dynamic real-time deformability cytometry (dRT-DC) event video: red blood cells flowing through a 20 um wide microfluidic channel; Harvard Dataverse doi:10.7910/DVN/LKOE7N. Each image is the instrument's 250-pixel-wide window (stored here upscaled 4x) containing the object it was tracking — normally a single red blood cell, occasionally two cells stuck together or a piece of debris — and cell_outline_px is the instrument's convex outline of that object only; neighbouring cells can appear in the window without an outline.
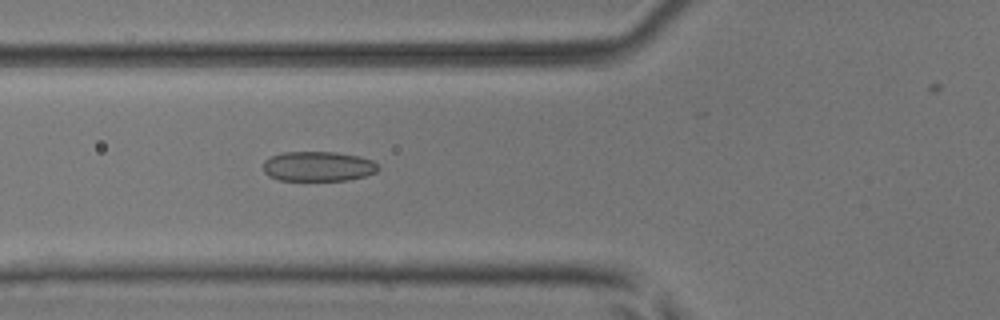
{"species": "common noctule bat (a hibernating species)", "species_latin": "Nyctalus noctula", "temperature_condition": "room temperature", "stored_images_in_passage": 46, "camera_frame_rate_fps": 3000, "um_per_image_px": 0.085, "animal": {"sex": "male", "body_mass_g": 17.9, "forearm_length_mm": 54.2}, "frame": {"image": 1, "passage_image": 19, "time_ms": 6.0, "image_size_px": [1000, 320], "cell_outline_px": [[380, 168], [376, 172], [364, 176], [348, 180], [280, 180], [268, 176], [264, 172], [264, 160], [272, 156], [284, 152], [336, 152], [360, 156], [372, 160]], "centroid_in_image_um": [27.05, 14.14], "position_along_channel_um": 98.8, "area_um2": 20.0}}
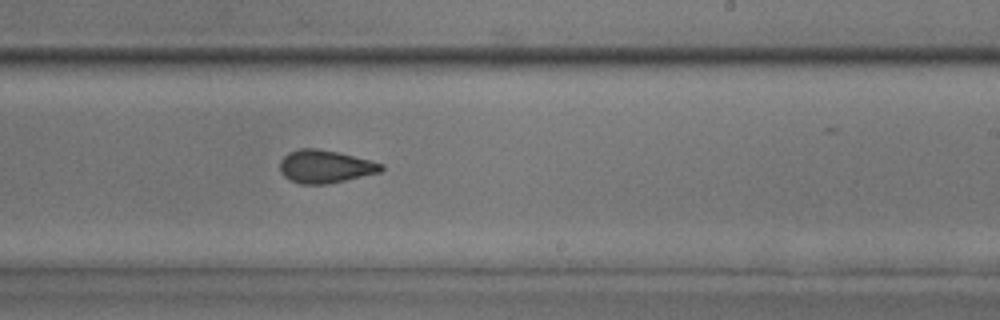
{"frame": {"image": 2, "passage_image": 31, "time_ms": 10.0, "image_size_px": [1000, 320], "cell_outline_px": [[384, 168], [380, 172], [328, 184], [300, 184], [288, 180], [280, 172], [280, 160], [288, 152], [300, 148], [316, 148], [340, 152], [384, 164]], "centroid_in_image_um": [27.61, 14.15], "position_along_channel_um": 261.4, "area_um2": 19.59}}
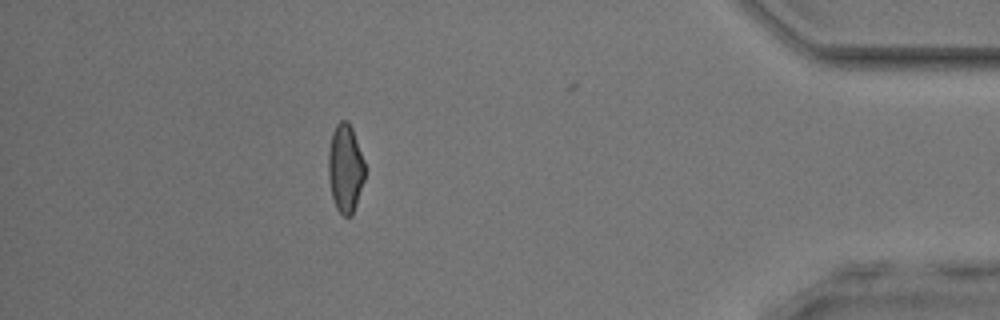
{"frame": {"image": 3, "passage_image": 45, "time_ms": 14.667, "image_size_px": [1000, 320], "cell_outline_px": [[364, 180], [352, 216], [344, 216], [336, 208], [332, 196], [328, 176], [328, 152], [332, 132], [336, 124], [340, 120], [348, 120], [352, 128], [364, 160]], "centroid_in_image_um": [29.34, 14.28], "position_along_channel_um": 405.9, "area_um2": 18.79}}